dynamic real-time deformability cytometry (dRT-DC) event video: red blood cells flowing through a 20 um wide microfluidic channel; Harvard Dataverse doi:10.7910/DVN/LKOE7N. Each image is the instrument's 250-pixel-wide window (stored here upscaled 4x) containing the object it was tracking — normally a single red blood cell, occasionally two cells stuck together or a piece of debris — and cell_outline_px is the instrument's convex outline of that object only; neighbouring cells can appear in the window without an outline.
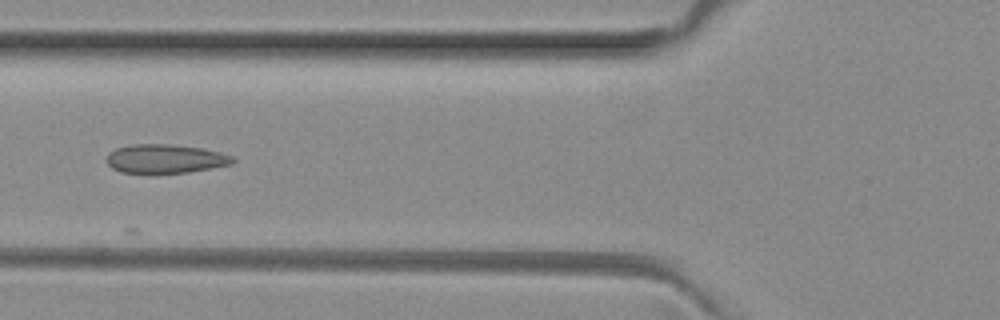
{"species": "common noctule bat (a hibernating species)", "species_latin": "Nyctalus noctula", "temperature_condition": "room temperature", "stored_images_in_passage": 6, "camera_frame_rate_fps": 3000, "um_per_image_px": 0.085, "animal": {"sex": "female", "body_mass_g": 29.2, "forearm_length_mm": 56.3}, "frame": {"image": 1, "passage_image": 6, "time_ms": 1.667, "image_size_px": [1000, 320], "cell_outline_px": [[236, 160], [232, 164], [188, 172], [156, 176], [120, 172], [112, 168], [104, 160], [108, 152], [116, 148], [136, 144], [168, 144], [200, 148], [220, 152], [232, 156]], "centroid_in_image_um": [13.98, 13.54], "position_along_channel_um": 111.8, "area_um2": 21.96}}